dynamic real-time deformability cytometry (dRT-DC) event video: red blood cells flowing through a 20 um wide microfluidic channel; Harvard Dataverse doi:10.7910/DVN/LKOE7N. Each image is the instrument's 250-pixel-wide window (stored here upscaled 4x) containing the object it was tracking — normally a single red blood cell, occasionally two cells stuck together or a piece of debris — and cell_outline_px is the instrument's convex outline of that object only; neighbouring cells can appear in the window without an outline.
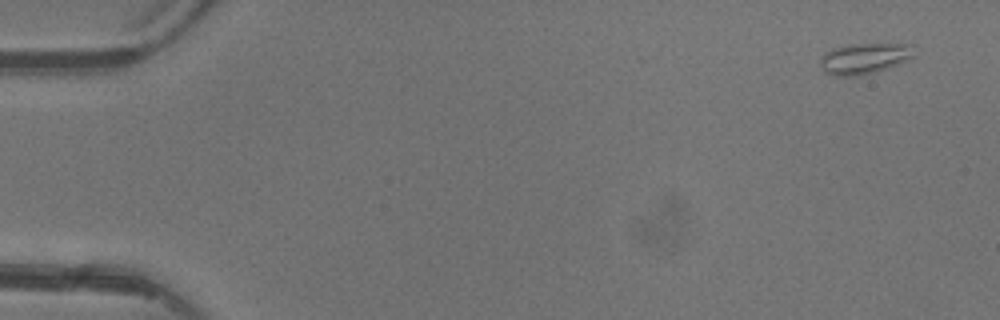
{"species": "common noctule bat (a hibernating species)", "species_latin": "Nyctalus noctula", "temperature_condition": "warm", "stored_images_in_passage": 3, "camera_frame_rate_fps": 3000, "um_per_image_px": 0.085, "animal": {"sex": "female"}, "frame": {"image": 1, "passage_image": 1, "time_ms": 0.0, "image_size_px": [1000, 320], "cell_outline_px": [[916, 56], [908, 60], [860, 76], [836, 76], [824, 72], [820, 60], [824, 52], [832, 48], [852, 44], [908, 44]], "centroid_in_image_um": [73.42, 4.97], "position_along_channel_um": 11.6, "area_um2": 16.59}}